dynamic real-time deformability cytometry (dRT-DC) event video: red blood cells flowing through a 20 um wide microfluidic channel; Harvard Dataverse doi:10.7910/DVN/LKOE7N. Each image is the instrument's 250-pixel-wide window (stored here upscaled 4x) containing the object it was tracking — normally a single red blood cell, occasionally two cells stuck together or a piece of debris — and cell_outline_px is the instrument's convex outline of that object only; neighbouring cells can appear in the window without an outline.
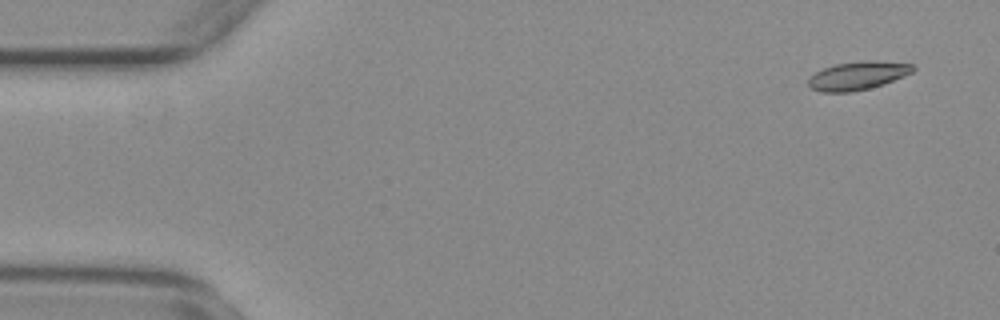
{"species": "common noctule bat (a hibernating species)", "species_latin": "Nyctalus noctula", "temperature_condition": "warm", "stored_images_in_passage": 53, "camera_frame_rate_fps": 3000, "um_per_image_px": 0.085, "animal": {"sex": "female", "body_mass_g": 29.2, "forearm_length_mm": 56.3}, "frame": {"image": 1, "passage_image": 1, "time_ms": 0.0, "image_size_px": [1000, 320], "cell_outline_px": [[916, 68], [912, 72], [904, 76], [868, 88], [852, 92], [820, 92], [812, 88], [808, 84], [808, 76], [824, 68], [836, 64], [864, 60], [876, 60], [912, 64]], "centroid_in_image_um": [72.88, 6.42], "position_along_channel_um": 12.1, "area_um2": 17.17}}
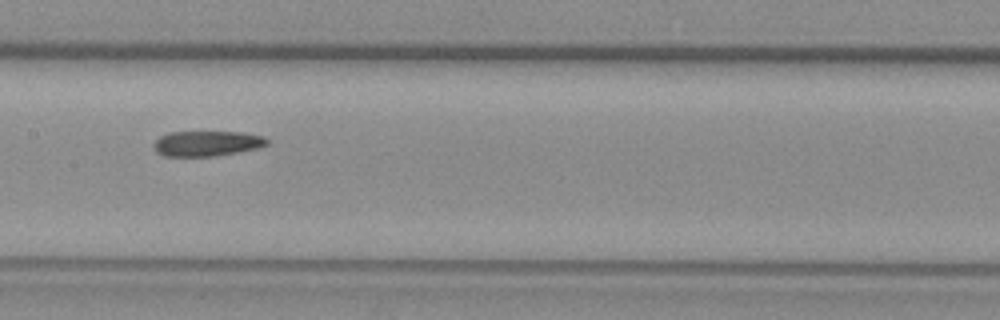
{"frame": {"image": 2, "passage_image": 25, "time_ms": 8.0, "image_size_px": [1000, 320], "cell_outline_px": [[268, 144], [256, 148], [216, 156], [164, 156], [156, 152], [152, 144], [160, 136], [168, 132], [244, 132], [264, 136], [268, 140]], "centroid_in_image_um": [17.56, 12.19], "position_along_channel_um": 189.8, "area_um2": 16.7}}
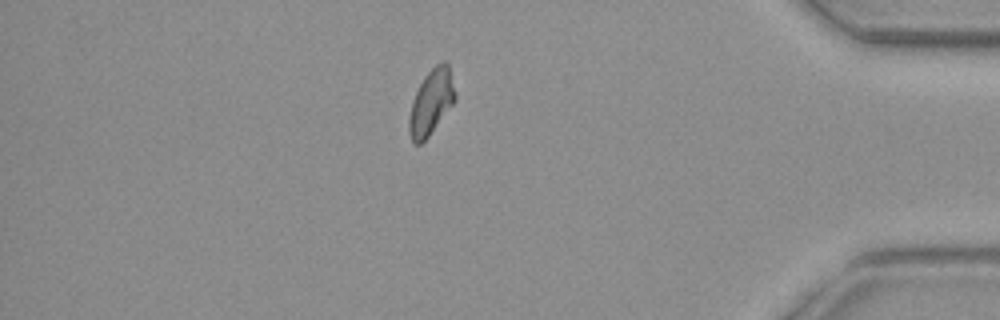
{"frame": {"image": 3, "passage_image": 45, "time_ms": 14.667, "image_size_px": [1000, 320], "cell_outline_px": [[456, 100], [428, 136], [420, 144], [416, 144], [412, 140], [408, 132], [408, 116], [412, 100], [424, 76], [436, 64], [444, 60], [448, 64], [456, 92]], "centroid_in_image_um": [36.64, 8.67], "position_along_channel_um": 398.6, "area_um2": 17.46}, "authors_computed_cell_mechanics": {"area_um2": 17.629, "velocity_mm_per_s": 3.7487, "shape_relaxation_time_tau1_ms": null, "shape_relaxation_time_tau2_ms": 3.2324, "deformation_change_tau1": null, "deformation_change_tau2": 0.0877}}